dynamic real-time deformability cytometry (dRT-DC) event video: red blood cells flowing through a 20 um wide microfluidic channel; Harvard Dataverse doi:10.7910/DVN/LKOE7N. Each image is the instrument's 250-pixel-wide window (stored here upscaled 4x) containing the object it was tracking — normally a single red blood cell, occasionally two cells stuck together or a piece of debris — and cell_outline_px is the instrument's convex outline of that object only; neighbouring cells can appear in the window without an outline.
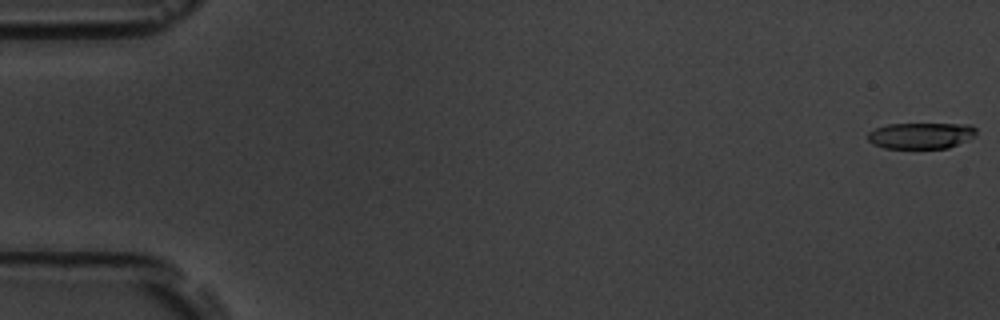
{"species": "common noctule bat (a hibernating species)", "species_latin": "Nyctalus noctula", "temperature_condition": "room temperature", "stored_images_in_passage": 55, "camera_frame_rate_fps": 3000, "um_per_image_px": 0.085, "animal": {"sex": "male", "body_mass_g": 19.5, "forearm_length_mm": 54.6}, "frame": {"image": 1, "passage_image": 1, "time_ms": 0.0, "image_size_px": [1000, 320], "cell_outline_px": [[976, 136], [948, 148], [884, 148], [872, 144], [868, 140], [868, 132], [876, 128], [888, 124], [968, 124], [976, 128]], "centroid_in_image_um": [78.28, 11.52], "position_along_channel_um": 6.7, "area_um2": 16.53}}
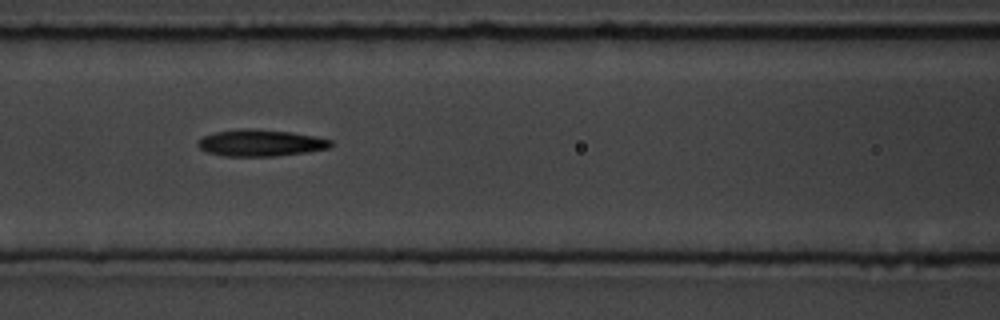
{"frame": {"image": 2, "passage_image": 24, "time_ms": 7.667, "image_size_px": [1000, 320], "cell_outline_px": [[332, 144], [328, 148], [308, 152], [276, 156], [224, 156], [208, 152], [200, 148], [196, 144], [196, 140], [204, 136], [216, 132], [244, 128], [252, 128], [292, 132], [316, 136], [332, 140]], "centroid_in_image_um": [22.15, 12.14], "position_along_channel_um": 144.4, "area_um2": 20.75}}
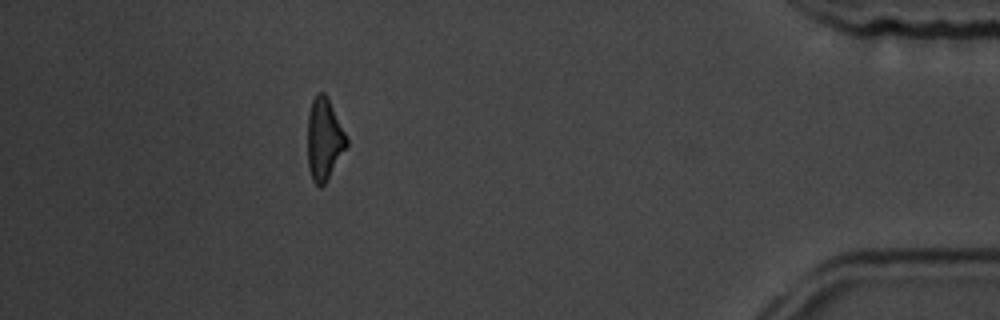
{"frame": {"image": 3, "passage_image": 49, "time_ms": 16.0, "image_size_px": [1000, 320], "cell_outline_px": [[348, 144], [324, 184], [320, 188], [312, 180], [308, 168], [308, 112], [312, 100], [316, 92], [324, 92], [328, 96], [348, 140]], "centroid_in_image_um": [27.53, 11.79], "position_along_channel_um": 407.7, "area_um2": 18.55}, "authors_computed_cell_mechanics": {"area_um2": 19.363, "velocity_mm_per_s": 3.7953, "shape_relaxation_time_tau1_ms": 4.1257, "shape_relaxation_time_tau2_ms": 5.2916, "deformation_change_tau1": 0.1313, "deformation_change_tau2": 0.1669}}